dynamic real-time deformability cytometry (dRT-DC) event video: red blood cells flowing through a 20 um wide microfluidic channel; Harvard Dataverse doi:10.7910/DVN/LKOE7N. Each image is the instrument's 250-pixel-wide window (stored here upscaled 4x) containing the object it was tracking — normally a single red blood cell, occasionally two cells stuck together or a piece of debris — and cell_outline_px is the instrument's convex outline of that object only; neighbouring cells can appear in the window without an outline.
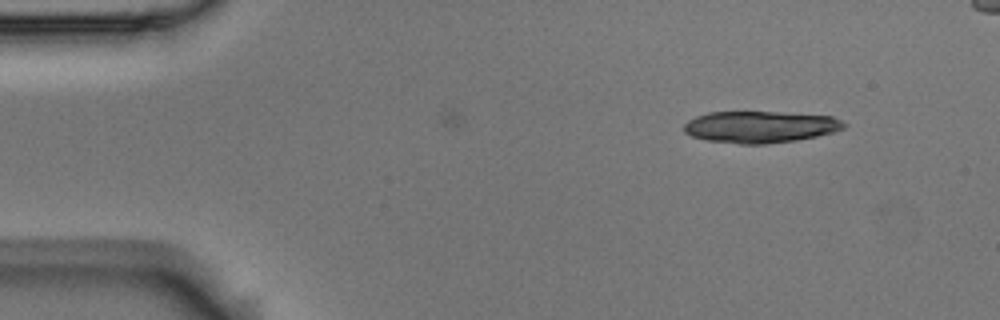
{"species": "Egyptian fruit bat (a non-hibernating species)", "species_latin": "Rousettus aegyptiacus", "temperature_condition": "room temperature", "stored_images_in_passage": 2, "camera_frame_rate_fps": 3000, "um_per_image_px": 0.085, "animal": {"sex": "male"}, "frame": {"image": 1, "passage_image": 1, "time_ms": 0.0, "image_size_px": [1000, 320], "cell_outline_px": [[848, 124], [844, 128], [832, 132], [816, 136], [796, 140], [764, 144], [740, 144], [708, 140], [692, 136], [684, 132], [684, 124], [688, 120], [696, 116], [708, 112], [776, 112], [832, 116]], "centroid_in_image_um": [64.6, 10.78], "position_along_channel_um": 20.4, "area_um2": 29.42}}